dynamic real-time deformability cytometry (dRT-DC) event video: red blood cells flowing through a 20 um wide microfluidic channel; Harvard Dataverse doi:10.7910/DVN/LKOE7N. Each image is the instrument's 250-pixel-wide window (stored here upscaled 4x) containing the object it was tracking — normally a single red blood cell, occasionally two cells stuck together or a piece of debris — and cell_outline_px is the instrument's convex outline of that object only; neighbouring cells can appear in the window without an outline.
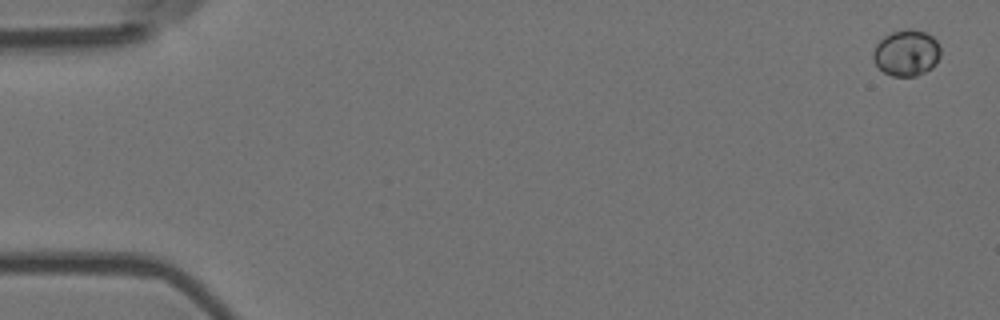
{"species": "Egyptian fruit bat (a non-hibernating species)", "species_latin": "Rousettus aegyptiacus", "temperature_condition": "room temperature", "stored_images_in_passage": 13, "camera_frame_rate_fps": 3000, "um_per_image_px": 0.085, "animal": {"sex": "female"}, "frame": {"image": 1, "passage_image": 1, "time_ms": 0.0, "image_size_px": [1000, 320], "cell_outline_px": [[940, 56], [936, 64], [932, 68], [916, 76], [892, 76], [884, 72], [876, 64], [872, 56], [872, 52], [876, 44], [884, 36], [892, 32], [904, 28], [912, 28], [924, 32], [932, 36], [936, 40], [940, 48]], "centroid_in_image_um": [77.05, 4.48], "position_along_channel_um": 7.9, "area_um2": 18.26}}